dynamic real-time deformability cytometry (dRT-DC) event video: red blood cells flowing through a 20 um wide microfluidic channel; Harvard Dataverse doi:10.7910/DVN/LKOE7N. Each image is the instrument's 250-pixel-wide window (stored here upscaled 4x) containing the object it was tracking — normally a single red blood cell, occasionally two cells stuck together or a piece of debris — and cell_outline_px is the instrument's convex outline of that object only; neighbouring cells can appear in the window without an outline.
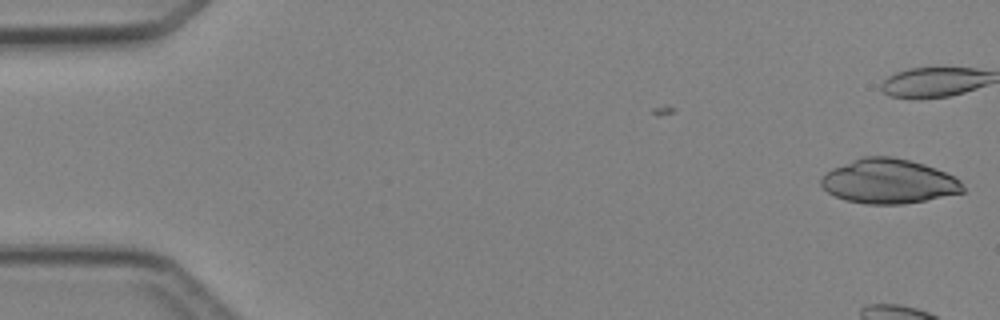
{"species": "Egyptian fruit bat (a non-hibernating species)", "species_latin": "Rousettus aegyptiacus", "temperature_condition": "cold", "stored_images_in_passage": 5, "camera_frame_rate_fps": 3000, "um_per_image_px": 0.085, "animal": {"sex": "female"}, "frame": {"image": 1, "passage_image": 1, "time_ms": 0.0, "image_size_px": [1000, 320], "cell_outline_px": [[964, 192], [904, 204], [868, 204], [844, 200], [828, 192], [820, 184], [820, 180], [832, 168], [864, 156], [892, 156], [924, 164], [936, 168], [960, 180], [964, 188]], "centroid_in_image_um": [75.54, 15.41], "position_along_channel_um": 9.5, "area_um2": 36.47}}